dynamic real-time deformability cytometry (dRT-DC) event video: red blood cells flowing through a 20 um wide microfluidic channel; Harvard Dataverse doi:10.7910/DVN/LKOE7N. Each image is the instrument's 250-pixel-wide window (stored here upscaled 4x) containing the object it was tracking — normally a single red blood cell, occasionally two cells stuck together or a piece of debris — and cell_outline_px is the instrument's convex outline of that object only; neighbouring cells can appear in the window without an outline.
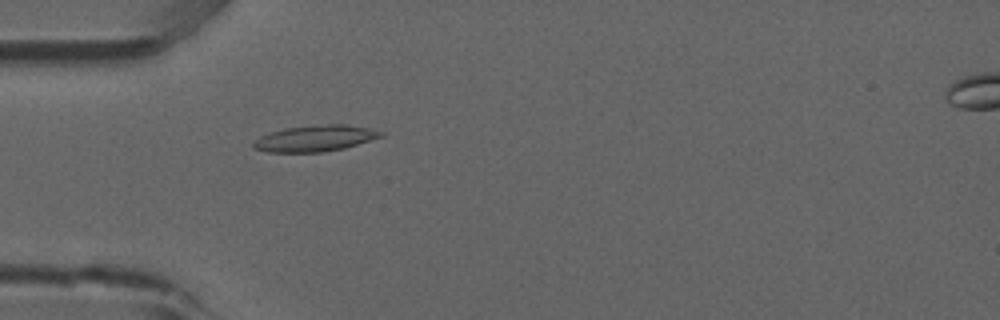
{"species": "common noctule bat (a hibernating species)", "species_latin": "Nyctalus noctula", "temperature_condition": "room temperature", "stored_images_in_passage": 53, "camera_frame_rate_fps": 3000, "um_per_image_px": 0.085, "animal": {"sex": "male", "forearm_length_mm": 52.5}, "frame": {"image": 1, "passage_image": 16, "time_ms": 5.0, "image_size_px": [1000, 320], "cell_outline_px": [[384, 136], [344, 148], [320, 152], [268, 152], [252, 148], [252, 144], [260, 136], [284, 128], [328, 124], [348, 124], [368, 128], [384, 132]], "centroid_in_image_um": [26.79, 11.76], "position_along_channel_um": 58.2, "area_um2": 19.31}}
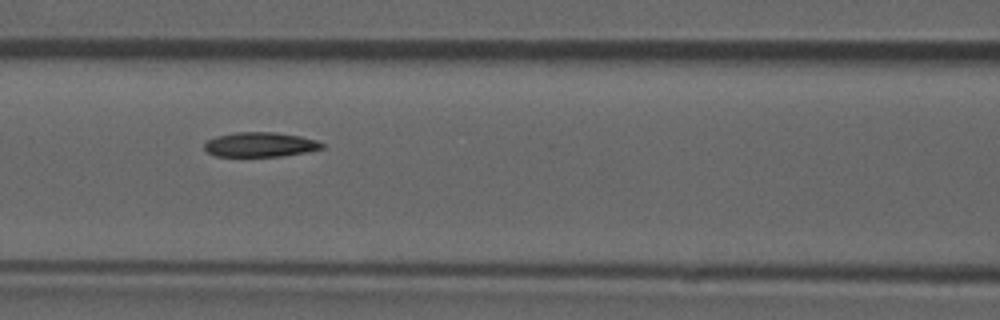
{"frame": {"image": 2, "passage_image": 23, "time_ms": 7.333, "image_size_px": [1000, 320], "cell_outline_px": [[324, 148], [284, 156], [216, 156], [208, 152], [204, 148], [204, 144], [208, 140], [216, 136], [236, 132], [276, 132], [300, 136], [316, 140], [324, 144]], "centroid_in_image_um": [22.12, 12.28], "position_along_channel_um": 144.5, "area_um2": 16.82}}
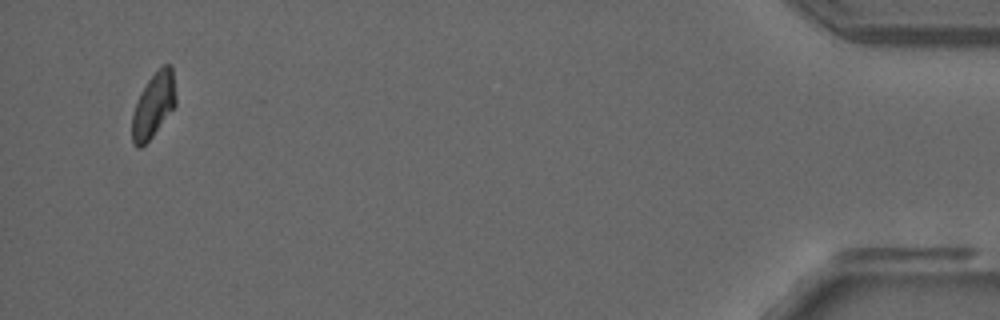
{"frame": {"image": 3, "passage_image": 51, "time_ms": 16.667, "image_size_px": [1000, 320], "cell_outline_px": [[176, 104], [152, 136], [140, 148], [136, 148], [132, 144], [132, 116], [140, 92], [148, 80], [164, 64], [172, 64], [176, 96]], "centroid_in_image_um": [13.05, 8.94], "position_along_channel_um": 422.2, "area_um2": 16.3}, "authors_computed_cell_mechanics": {"area_um2": 17.5712, "velocity_mm_per_s": 3.864, "shape_relaxation_time_tau1_ms": null, "shape_relaxation_time_tau2_ms": 5.5225, "deformation_change_tau1": null, "deformation_change_tau2": 0.0995}}